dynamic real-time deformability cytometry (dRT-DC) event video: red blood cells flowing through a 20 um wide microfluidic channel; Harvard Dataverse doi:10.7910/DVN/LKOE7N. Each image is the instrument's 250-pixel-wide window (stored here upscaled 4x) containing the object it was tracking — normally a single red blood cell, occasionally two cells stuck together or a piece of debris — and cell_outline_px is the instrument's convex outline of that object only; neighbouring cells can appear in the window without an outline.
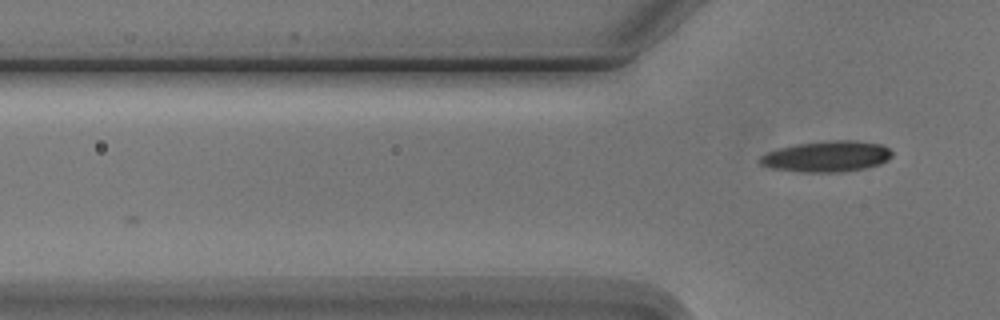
{"species": "Egyptian fruit bat (a non-hibernating species)", "species_latin": "Rousettus aegyptiacus", "temperature_condition": "cold", "stored_images_in_passage": 2, "camera_frame_rate_fps": 3000, "um_per_image_px": 0.085, "animal": {"sex": "male"}, "frame": {"image": 1, "passage_image": 2, "time_ms": 1.333, "image_size_px": [1000, 320], "cell_outline_px": [[892, 156], [888, 160], [880, 164], [864, 168], [844, 172], [800, 172], [772, 168], [760, 164], [760, 156], [768, 152], [780, 148], [796, 144], [836, 140], [856, 140], [880, 144], [888, 148], [892, 152]], "centroid_in_image_um": [70.3, 13.3], "position_along_channel_um": 55.5, "area_um2": 23.7}}